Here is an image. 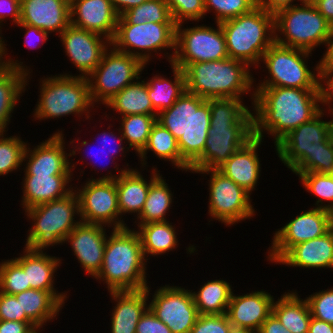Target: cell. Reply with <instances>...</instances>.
I'll use <instances>...</instances> for the list:
<instances>
[{
    "instance_id": "cell-1",
    "label": "cell",
    "mask_w": 333,
    "mask_h": 333,
    "mask_svg": "<svg viewBox=\"0 0 333 333\" xmlns=\"http://www.w3.org/2000/svg\"><path fill=\"white\" fill-rule=\"evenodd\" d=\"M254 137H263V130L275 136V145L290 131L309 122L323 109L321 89L292 87H257L253 91Z\"/></svg>"
},
{
    "instance_id": "cell-2",
    "label": "cell",
    "mask_w": 333,
    "mask_h": 333,
    "mask_svg": "<svg viewBox=\"0 0 333 333\" xmlns=\"http://www.w3.org/2000/svg\"><path fill=\"white\" fill-rule=\"evenodd\" d=\"M239 98H210V127L191 172L217 169L254 137L253 113Z\"/></svg>"
},
{
    "instance_id": "cell-3",
    "label": "cell",
    "mask_w": 333,
    "mask_h": 333,
    "mask_svg": "<svg viewBox=\"0 0 333 333\" xmlns=\"http://www.w3.org/2000/svg\"><path fill=\"white\" fill-rule=\"evenodd\" d=\"M100 272L109 291H133L147 288L145 259L140 236L128 227L114 229L108 237ZM146 260V261H145Z\"/></svg>"
},
{
    "instance_id": "cell-4",
    "label": "cell",
    "mask_w": 333,
    "mask_h": 333,
    "mask_svg": "<svg viewBox=\"0 0 333 333\" xmlns=\"http://www.w3.org/2000/svg\"><path fill=\"white\" fill-rule=\"evenodd\" d=\"M209 99L187 90L166 110L157 122L167 128L178 141L181 157L191 166L203 153L210 127Z\"/></svg>"
},
{
    "instance_id": "cell-5",
    "label": "cell",
    "mask_w": 333,
    "mask_h": 333,
    "mask_svg": "<svg viewBox=\"0 0 333 333\" xmlns=\"http://www.w3.org/2000/svg\"><path fill=\"white\" fill-rule=\"evenodd\" d=\"M248 68L245 62L232 58L189 64L183 70L186 90L206 100L241 99L254 82Z\"/></svg>"
},
{
    "instance_id": "cell-6",
    "label": "cell",
    "mask_w": 333,
    "mask_h": 333,
    "mask_svg": "<svg viewBox=\"0 0 333 333\" xmlns=\"http://www.w3.org/2000/svg\"><path fill=\"white\" fill-rule=\"evenodd\" d=\"M220 25L229 58L248 66H258L263 54L275 42L274 15L259 6Z\"/></svg>"
},
{
    "instance_id": "cell-7",
    "label": "cell",
    "mask_w": 333,
    "mask_h": 333,
    "mask_svg": "<svg viewBox=\"0 0 333 333\" xmlns=\"http://www.w3.org/2000/svg\"><path fill=\"white\" fill-rule=\"evenodd\" d=\"M25 212L34 222L25 247L33 251H43L45 247L63 243L65 237L80 223V220L75 222L73 218L74 214L79 215L76 190L66 197L33 206Z\"/></svg>"
},
{
    "instance_id": "cell-8",
    "label": "cell",
    "mask_w": 333,
    "mask_h": 333,
    "mask_svg": "<svg viewBox=\"0 0 333 333\" xmlns=\"http://www.w3.org/2000/svg\"><path fill=\"white\" fill-rule=\"evenodd\" d=\"M331 27L314 5L292 6L274 15L275 42L309 52L325 44ZM276 31L285 37H279Z\"/></svg>"
},
{
    "instance_id": "cell-9",
    "label": "cell",
    "mask_w": 333,
    "mask_h": 333,
    "mask_svg": "<svg viewBox=\"0 0 333 333\" xmlns=\"http://www.w3.org/2000/svg\"><path fill=\"white\" fill-rule=\"evenodd\" d=\"M40 90V99L34 110L36 119L90 113L88 108L93 105L85 77L70 74L48 77L42 80Z\"/></svg>"
},
{
    "instance_id": "cell-10",
    "label": "cell",
    "mask_w": 333,
    "mask_h": 333,
    "mask_svg": "<svg viewBox=\"0 0 333 333\" xmlns=\"http://www.w3.org/2000/svg\"><path fill=\"white\" fill-rule=\"evenodd\" d=\"M311 52L286 47L274 42L263 54L271 79L263 81L257 87H292L299 89H321L322 75L316 66L317 75L312 73L304 58Z\"/></svg>"
},
{
    "instance_id": "cell-11",
    "label": "cell",
    "mask_w": 333,
    "mask_h": 333,
    "mask_svg": "<svg viewBox=\"0 0 333 333\" xmlns=\"http://www.w3.org/2000/svg\"><path fill=\"white\" fill-rule=\"evenodd\" d=\"M111 49L104 53L100 64L86 77L93 106L98 101L106 104L134 79H140V72L146 66L135 56L119 52L114 47Z\"/></svg>"
},
{
    "instance_id": "cell-12",
    "label": "cell",
    "mask_w": 333,
    "mask_h": 333,
    "mask_svg": "<svg viewBox=\"0 0 333 333\" xmlns=\"http://www.w3.org/2000/svg\"><path fill=\"white\" fill-rule=\"evenodd\" d=\"M182 24H176L175 53L168 56L171 65L184 70L192 63L229 58L220 23L217 29L205 25L181 29Z\"/></svg>"
},
{
    "instance_id": "cell-13",
    "label": "cell",
    "mask_w": 333,
    "mask_h": 333,
    "mask_svg": "<svg viewBox=\"0 0 333 333\" xmlns=\"http://www.w3.org/2000/svg\"><path fill=\"white\" fill-rule=\"evenodd\" d=\"M175 40L176 23H153L147 21L142 24H128L119 16L116 34L111 41V46L119 52L135 56L147 64L151 56L149 55L150 51L156 52L157 50L172 48L175 53ZM130 48L142 50V52H135V50L132 52ZM143 51L145 52L143 53Z\"/></svg>"
},
{
    "instance_id": "cell-14",
    "label": "cell",
    "mask_w": 333,
    "mask_h": 333,
    "mask_svg": "<svg viewBox=\"0 0 333 333\" xmlns=\"http://www.w3.org/2000/svg\"><path fill=\"white\" fill-rule=\"evenodd\" d=\"M210 172L209 215L225 225L251 218L255 213L250 201L251 193L217 169L196 171L202 174Z\"/></svg>"
},
{
    "instance_id": "cell-15",
    "label": "cell",
    "mask_w": 333,
    "mask_h": 333,
    "mask_svg": "<svg viewBox=\"0 0 333 333\" xmlns=\"http://www.w3.org/2000/svg\"><path fill=\"white\" fill-rule=\"evenodd\" d=\"M78 191L80 221L108 226L113 223L114 229L127 227L118 218L120 211L115 180L90 179Z\"/></svg>"
},
{
    "instance_id": "cell-16",
    "label": "cell",
    "mask_w": 333,
    "mask_h": 333,
    "mask_svg": "<svg viewBox=\"0 0 333 333\" xmlns=\"http://www.w3.org/2000/svg\"><path fill=\"white\" fill-rule=\"evenodd\" d=\"M323 111L290 131L275 145L278 157L292 171L333 136L331 120L321 121Z\"/></svg>"
},
{
    "instance_id": "cell-17",
    "label": "cell",
    "mask_w": 333,
    "mask_h": 333,
    "mask_svg": "<svg viewBox=\"0 0 333 333\" xmlns=\"http://www.w3.org/2000/svg\"><path fill=\"white\" fill-rule=\"evenodd\" d=\"M152 297L148 307L172 333H189L199 313L191 291L181 287L163 286Z\"/></svg>"
},
{
    "instance_id": "cell-18",
    "label": "cell",
    "mask_w": 333,
    "mask_h": 333,
    "mask_svg": "<svg viewBox=\"0 0 333 333\" xmlns=\"http://www.w3.org/2000/svg\"><path fill=\"white\" fill-rule=\"evenodd\" d=\"M329 231L330 212L328 210L315 207L301 213L275 232L268 260L277 263L292 246L321 237Z\"/></svg>"
},
{
    "instance_id": "cell-19",
    "label": "cell",
    "mask_w": 333,
    "mask_h": 333,
    "mask_svg": "<svg viewBox=\"0 0 333 333\" xmlns=\"http://www.w3.org/2000/svg\"><path fill=\"white\" fill-rule=\"evenodd\" d=\"M65 48V53L70 57V61L76 66V69L82 73L81 77H88L100 64L103 55L108 51V43L104 42L102 35L85 29L76 28L69 25L60 35ZM105 44V45H104Z\"/></svg>"
},
{
    "instance_id": "cell-20",
    "label": "cell",
    "mask_w": 333,
    "mask_h": 333,
    "mask_svg": "<svg viewBox=\"0 0 333 333\" xmlns=\"http://www.w3.org/2000/svg\"><path fill=\"white\" fill-rule=\"evenodd\" d=\"M104 225L80 223L65 237L82 268L94 278L102 268L107 236Z\"/></svg>"
},
{
    "instance_id": "cell-21",
    "label": "cell",
    "mask_w": 333,
    "mask_h": 333,
    "mask_svg": "<svg viewBox=\"0 0 333 333\" xmlns=\"http://www.w3.org/2000/svg\"><path fill=\"white\" fill-rule=\"evenodd\" d=\"M118 18L110 0H70L71 25L103 35L104 41L114 39Z\"/></svg>"
},
{
    "instance_id": "cell-22",
    "label": "cell",
    "mask_w": 333,
    "mask_h": 333,
    "mask_svg": "<svg viewBox=\"0 0 333 333\" xmlns=\"http://www.w3.org/2000/svg\"><path fill=\"white\" fill-rule=\"evenodd\" d=\"M63 138L62 131H59L33 150L26 146L23 157L24 162L28 161L25 174H71V168L73 169L74 164L70 167L71 163H69L67 156L75 155L77 150H72L67 155L64 151Z\"/></svg>"
},
{
    "instance_id": "cell-23",
    "label": "cell",
    "mask_w": 333,
    "mask_h": 333,
    "mask_svg": "<svg viewBox=\"0 0 333 333\" xmlns=\"http://www.w3.org/2000/svg\"><path fill=\"white\" fill-rule=\"evenodd\" d=\"M20 22L60 35L71 24L70 0H21Z\"/></svg>"
},
{
    "instance_id": "cell-24",
    "label": "cell",
    "mask_w": 333,
    "mask_h": 333,
    "mask_svg": "<svg viewBox=\"0 0 333 333\" xmlns=\"http://www.w3.org/2000/svg\"><path fill=\"white\" fill-rule=\"evenodd\" d=\"M274 298L265 291L236 296L232 293L227 316L232 326L246 328L256 333L272 314Z\"/></svg>"
},
{
    "instance_id": "cell-25",
    "label": "cell",
    "mask_w": 333,
    "mask_h": 333,
    "mask_svg": "<svg viewBox=\"0 0 333 333\" xmlns=\"http://www.w3.org/2000/svg\"><path fill=\"white\" fill-rule=\"evenodd\" d=\"M262 139L253 137L217 168L248 193L255 189L260 175V161L256 153Z\"/></svg>"
},
{
    "instance_id": "cell-26",
    "label": "cell",
    "mask_w": 333,
    "mask_h": 333,
    "mask_svg": "<svg viewBox=\"0 0 333 333\" xmlns=\"http://www.w3.org/2000/svg\"><path fill=\"white\" fill-rule=\"evenodd\" d=\"M153 170L149 183H147L140 172L130 168L121 169L118 176L110 174L99 178V180H115L120 215L127 212H138L137 216L141 214L150 184L160 175L156 168Z\"/></svg>"
},
{
    "instance_id": "cell-27",
    "label": "cell",
    "mask_w": 333,
    "mask_h": 333,
    "mask_svg": "<svg viewBox=\"0 0 333 333\" xmlns=\"http://www.w3.org/2000/svg\"><path fill=\"white\" fill-rule=\"evenodd\" d=\"M24 255L14 260L26 272L27 285L30 289L51 292L64 306L66 293H56L54 288V273L61 263L59 258L46 255L43 251H33L28 247L24 249Z\"/></svg>"
},
{
    "instance_id": "cell-28",
    "label": "cell",
    "mask_w": 333,
    "mask_h": 333,
    "mask_svg": "<svg viewBox=\"0 0 333 333\" xmlns=\"http://www.w3.org/2000/svg\"><path fill=\"white\" fill-rule=\"evenodd\" d=\"M22 205L33 206L66 197L73 188H66L72 174H24ZM72 189V190H71Z\"/></svg>"
},
{
    "instance_id": "cell-29",
    "label": "cell",
    "mask_w": 333,
    "mask_h": 333,
    "mask_svg": "<svg viewBox=\"0 0 333 333\" xmlns=\"http://www.w3.org/2000/svg\"><path fill=\"white\" fill-rule=\"evenodd\" d=\"M277 262L290 267L333 268L332 232L292 246Z\"/></svg>"
},
{
    "instance_id": "cell-30",
    "label": "cell",
    "mask_w": 333,
    "mask_h": 333,
    "mask_svg": "<svg viewBox=\"0 0 333 333\" xmlns=\"http://www.w3.org/2000/svg\"><path fill=\"white\" fill-rule=\"evenodd\" d=\"M133 291H110L117 302L112 312L111 333H136V326L148 308L150 288Z\"/></svg>"
},
{
    "instance_id": "cell-31",
    "label": "cell",
    "mask_w": 333,
    "mask_h": 333,
    "mask_svg": "<svg viewBox=\"0 0 333 333\" xmlns=\"http://www.w3.org/2000/svg\"><path fill=\"white\" fill-rule=\"evenodd\" d=\"M272 313L292 333H308L311 311L307 300H301L295 292L286 293L273 302Z\"/></svg>"
},
{
    "instance_id": "cell-32",
    "label": "cell",
    "mask_w": 333,
    "mask_h": 333,
    "mask_svg": "<svg viewBox=\"0 0 333 333\" xmlns=\"http://www.w3.org/2000/svg\"><path fill=\"white\" fill-rule=\"evenodd\" d=\"M20 300L21 314L36 325H44L56 318L62 308V303L49 291L28 289L15 295Z\"/></svg>"
},
{
    "instance_id": "cell-33",
    "label": "cell",
    "mask_w": 333,
    "mask_h": 333,
    "mask_svg": "<svg viewBox=\"0 0 333 333\" xmlns=\"http://www.w3.org/2000/svg\"><path fill=\"white\" fill-rule=\"evenodd\" d=\"M107 107L119 112L122 117L126 115H158L153 109L152 102L148 96V87L144 80L132 82L127 85L111 100L106 103Z\"/></svg>"
},
{
    "instance_id": "cell-34",
    "label": "cell",
    "mask_w": 333,
    "mask_h": 333,
    "mask_svg": "<svg viewBox=\"0 0 333 333\" xmlns=\"http://www.w3.org/2000/svg\"><path fill=\"white\" fill-rule=\"evenodd\" d=\"M28 72L8 67L0 72V133H4L20 94L25 91Z\"/></svg>"
},
{
    "instance_id": "cell-35",
    "label": "cell",
    "mask_w": 333,
    "mask_h": 333,
    "mask_svg": "<svg viewBox=\"0 0 333 333\" xmlns=\"http://www.w3.org/2000/svg\"><path fill=\"white\" fill-rule=\"evenodd\" d=\"M171 67L174 73L173 82L159 75L153 77L150 82L146 81L148 96L157 114L169 109L186 91L184 71L174 65Z\"/></svg>"
},
{
    "instance_id": "cell-36",
    "label": "cell",
    "mask_w": 333,
    "mask_h": 333,
    "mask_svg": "<svg viewBox=\"0 0 333 333\" xmlns=\"http://www.w3.org/2000/svg\"><path fill=\"white\" fill-rule=\"evenodd\" d=\"M148 150L153 151L160 159L171 161L181 170H190V165L181 157L178 141L174 135L157 121L151 129L147 144L139 153L144 165Z\"/></svg>"
},
{
    "instance_id": "cell-37",
    "label": "cell",
    "mask_w": 333,
    "mask_h": 333,
    "mask_svg": "<svg viewBox=\"0 0 333 333\" xmlns=\"http://www.w3.org/2000/svg\"><path fill=\"white\" fill-rule=\"evenodd\" d=\"M194 304L199 315L226 314L232 296L230 283L212 280L205 283L199 291L192 292Z\"/></svg>"
},
{
    "instance_id": "cell-38",
    "label": "cell",
    "mask_w": 333,
    "mask_h": 333,
    "mask_svg": "<svg viewBox=\"0 0 333 333\" xmlns=\"http://www.w3.org/2000/svg\"><path fill=\"white\" fill-rule=\"evenodd\" d=\"M168 222L138 224L140 231L137 233L140 236L144 257L146 254L159 255L176 248L178 242L176 231Z\"/></svg>"
},
{
    "instance_id": "cell-39",
    "label": "cell",
    "mask_w": 333,
    "mask_h": 333,
    "mask_svg": "<svg viewBox=\"0 0 333 333\" xmlns=\"http://www.w3.org/2000/svg\"><path fill=\"white\" fill-rule=\"evenodd\" d=\"M162 178L158 176L150 184L144 207L137 217L141 220L138 224L167 221L164 216L171 207L173 194Z\"/></svg>"
},
{
    "instance_id": "cell-40",
    "label": "cell",
    "mask_w": 333,
    "mask_h": 333,
    "mask_svg": "<svg viewBox=\"0 0 333 333\" xmlns=\"http://www.w3.org/2000/svg\"><path fill=\"white\" fill-rule=\"evenodd\" d=\"M157 121V115H126L121 118V127L119 131L124 140L129 143V148H134L139 154L147 144L148 137L153 125Z\"/></svg>"
},
{
    "instance_id": "cell-41",
    "label": "cell",
    "mask_w": 333,
    "mask_h": 333,
    "mask_svg": "<svg viewBox=\"0 0 333 333\" xmlns=\"http://www.w3.org/2000/svg\"><path fill=\"white\" fill-rule=\"evenodd\" d=\"M128 24L175 23L164 0H148L121 15Z\"/></svg>"
},
{
    "instance_id": "cell-42",
    "label": "cell",
    "mask_w": 333,
    "mask_h": 333,
    "mask_svg": "<svg viewBox=\"0 0 333 333\" xmlns=\"http://www.w3.org/2000/svg\"><path fill=\"white\" fill-rule=\"evenodd\" d=\"M299 175V178L302 181V184L308 192L313 193L318 196L316 208L326 209L328 211L333 210V180L329 174L317 173V172H308V173H295ZM324 201H329L330 204L323 205Z\"/></svg>"
},
{
    "instance_id": "cell-43",
    "label": "cell",
    "mask_w": 333,
    "mask_h": 333,
    "mask_svg": "<svg viewBox=\"0 0 333 333\" xmlns=\"http://www.w3.org/2000/svg\"><path fill=\"white\" fill-rule=\"evenodd\" d=\"M3 137L2 132L0 133V176L17 170L22 165L27 146L18 136Z\"/></svg>"
},
{
    "instance_id": "cell-44",
    "label": "cell",
    "mask_w": 333,
    "mask_h": 333,
    "mask_svg": "<svg viewBox=\"0 0 333 333\" xmlns=\"http://www.w3.org/2000/svg\"><path fill=\"white\" fill-rule=\"evenodd\" d=\"M30 289L27 285L26 272L13 259L0 263V291L16 295Z\"/></svg>"
},
{
    "instance_id": "cell-45",
    "label": "cell",
    "mask_w": 333,
    "mask_h": 333,
    "mask_svg": "<svg viewBox=\"0 0 333 333\" xmlns=\"http://www.w3.org/2000/svg\"><path fill=\"white\" fill-rule=\"evenodd\" d=\"M333 170V136L321 144L313 154L305 159L292 171L294 173L317 172L329 174Z\"/></svg>"
},
{
    "instance_id": "cell-46",
    "label": "cell",
    "mask_w": 333,
    "mask_h": 333,
    "mask_svg": "<svg viewBox=\"0 0 333 333\" xmlns=\"http://www.w3.org/2000/svg\"><path fill=\"white\" fill-rule=\"evenodd\" d=\"M204 4L206 13L210 10L217 13L216 23L246 14L257 6L256 0H204Z\"/></svg>"
},
{
    "instance_id": "cell-47",
    "label": "cell",
    "mask_w": 333,
    "mask_h": 333,
    "mask_svg": "<svg viewBox=\"0 0 333 333\" xmlns=\"http://www.w3.org/2000/svg\"><path fill=\"white\" fill-rule=\"evenodd\" d=\"M170 10L172 19L176 24L184 20L196 21L205 16L204 0H164Z\"/></svg>"
},
{
    "instance_id": "cell-48",
    "label": "cell",
    "mask_w": 333,
    "mask_h": 333,
    "mask_svg": "<svg viewBox=\"0 0 333 333\" xmlns=\"http://www.w3.org/2000/svg\"><path fill=\"white\" fill-rule=\"evenodd\" d=\"M306 300L312 317L333 325V288L316 292Z\"/></svg>"
},
{
    "instance_id": "cell-49",
    "label": "cell",
    "mask_w": 333,
    "mask_h": 333,
    "mask_svg": "<svg viewBox=\"0 0 333 333\" xmlns=\"http://www.w3.org/2000/svg\"><path fill=\"white\" fill-rule=\"evenodd\" d=\"M231 326L227 314L199 315L189 333H228Z\"/></svg>"
},
{
    "instance_id": "cell-50",
    "label": "cell",
    "mask_w": 333,
    "mask_h": 333,
    "mask_svg": "<svg viewBox=\"0 0 333 333\" xmlns=\"http://www.w3.org/2000/svg\"><path fill=\"white\" fill-rule=\"evenodd\" d=\"M0 320L32 322L26 314H21L20 300L15 295L0 291Z\"/></svg>"
},
{
    "instance_id": "cell-51",
    "label": "cell",
    "mask_w": 333,
    "mask_h": 333,
    "mask_svg": "<svg viewBox=\"0 0 333 333\" xmlns=\"http://www.w3.org/2000/svg\"><path fill=\"white\" fill-rule=\"evenodd\" d=\"M136 333H172V331L148 307L140 317Z\"/></svg>"
},
{
    "instance_id": "cell-52",
    "label": "cell",
    "mask_w": 333,
    "mask_h": 333,
    "mask_svg": "<svg viewBox=\"0 0 333 333\" xmlns=\"http://www.w3.org/2000/svg\"><path fill=\"white\" fill-rule=\"evenodd\" d=\"M9 15L15 24L20 22L21 0H0V23Z\"/></svg>"
},
{
    "instance_id": "cell-53",
    "label": "cell",
    "mask_w": 333,
    "mask_h": 333,
    "mask_svg": "<svg viewBox=\"0 0 333 333\" xmlns=\"http://www.w3.org/2000/svg\"><path fill=\"white\" fill-rule=\"evenodd\" d=\"M325 45L328 46L327 51L318 63V68L322 77L333 73V25L328 37L326 38Z\"/></svg>"
},
{
    "instance_id": "cell-54",
    "label": "cell",
    "mask_w": 333,
    "mask_h": 333,
    "mask_svg": "<svg viewBox=\"0 0 333 333\" xmlns=\"http://www.w3.org/2000/svg\"><path fill=\"white\" fill-rule=\"evenodd\" d=\"M34 327L33 322L0 320V333H28Z\"/></svg>"
},
{
    "instance_id": "cell-55",
    "label": "cell",
    "mask_w": 333,
    "mask_h": 333,
    "mask_svg": "<svg viewBox=\"0 0 333 333\" xmlns=\"http://www.w3.org/2000/svg\"><path fill=\"white\" fill-rule=\"evenodd\" d=\"M295 0H256L257 6L263 8L268 13L275 15L277 12L296 6L293 4Z\"/></svg>"
},
{
    "instance_id": "cell-56",
    "label": "cell",
    "mask_w": 333,
    "mask_h": 333,
    "mask_svg": "<svg viewBox=\"0 0 333 333\" xmlns=\"http://www.w3.org/2000/svg\"><path fill=\"white\" fill-rule=\"evenodd\" d=\"M257 333H292L281 324L272 313L261 325Z\"/></svg>"
},
{
    "instance_id": "cell-57",
    "label": "cell",
    "mask_w": 333,
    "mask_h": 333,
    "mask_svg": "<svg viewBox=\"0 0 333 333\" xmlns=\"http://www.w3.org/2000/svg\"><path fill=\"white\" fill-rule=\"evenodd\" d=\"M17 25H19L20 27H23L25 28L27 31H26V34H25V43L29 48H32V46L30 45V43L32 44V37H37L39 38L38 40L41 41V43H44V41H47V38L49 37L48 36V33L45 32V31H42L41 29L39 28H36L35 26H31V25H28V24H24V23H21L19 22ZM33 34V36H32ZM38 35V36H37ZM31 37V38H29ZM28 39H31V40H28ZM36 48V47H34Z\"/></svg>"
},
{
    "instance_id": "cell-58",
    "label": "cell",
    "mask_w": 333,
    "mask_h": 333,
    "mask_svg": "<svg viewBox=\"0 0 333 333\" xmlns=\"http://www.w3.org/2000/svg\"><path fill=\"white\" fill-rule=\"evenodd\" d=\"M321 81H323V83H325V85L327 86L325 88L324 85L321 84L322 101H323L322 103L329 105L330 102L333 101V73L322 77ZM329 110H331L330 112H332V115H333V108H331Z\"/></svg>"
},
{
    "instance_id": "cell-59",
    "label": "cell",
    "mask_w": 333,
    "mask_h": 333,
    "mask_svg": "<svg viewBox=\"0 0 333 333\" xmlns=\"http://www.w3.org/2000/svg\"><path fill=\"white\" fill-rule=\"evenodd\" d=\"M2 37L0 36V72H3L5 71L9 66L12 67V68H16V69H19V70H22V71H25L28 73H31L29 72V70L26 68H24L25 66H22V63L23 62H20L18 63L17 60L14 62V60L12 59H8L7 61L6 60H2L4 59L3 56L4 54L6 53L5 49H6V45L4 44V41H2ZM10 60V61H9Z\"/></svg>"
},
{
    "instance_id": "cell-60",
    "label": "cell",
    "mask_w": 333,
    "mask_h": 333,
    "mask_svg": "<svg viewBox=\"0 0 333 333\" xmlns=\"http://www.w3.org/2000/svg\"><path fill=\"white\" fill-rule=\"evenodd\" d=\"M113 8L119 16H121L126 11L141 5L143 2L148 0H110Z\"/></svg>"
},
{
    "instance_id": "cell-61",
    "label": "cell",
    "mask_w": 333,
    "mask_h": 333,
    "mask_svg": "<svg viewBox=\"0 0 333 333\" xmlns=\"http://www.w3.org/2000/svg\"><path fill=\"white\" fill-rule=\"evenodd\" d=\"M314 6L333 25V0H317Z\"/></svg>"
},
{
    "instance_id": "cell-62",
    "label": "cell",
    "mask_w": 333,
    "mask_h": 333,
    "mask_svg": "<svg viewBox=\"0 0 333 333\" xmlns=\"http://www.w3.org/2000/svg\"><path fill=\"white\" fill-rule=\"evenodd\" d=\"M308 333H333V325L312 317Z\"/></svg>"
},
{
    "instance_id": "cell-63",
    "label": "cell",
    "mask_w": 333,
    "mask_h": 333,
    "mask_svg": "<svg viewBox=\"0 0 333 333\" xmlns=\"http://www.w3.org/2000/svg\"><path fill=\"white\" fill-rule=\"evenodd\" d=\"M98 135H102L103 136V139H102V144L104 145V146H107V142H108V138H110V139H114L115 140V138H116V136L114 137V134H113V132H110L109 133V135H108V133H106V132H104V133H102V134H98ZM121 136H120V138L117 140V142H120L119 143V145H118V148H119V150L120 151H123L124 152V147L123 146H121V143H122V141L124 140V138H123V136H122V134H120ZM108 136H110V137H108ZM103 146V147H104ZM105 149L104 150H106V148H108V147H104ZM109 149V151L108 152H112V154L113 153H115L116 154V152H117V150L114 148V150H112L111 148H108Z\"/></svg>"
},
{
    "instance_id": "cell-64",
    "label": "cell",
    "mask_w": 333,
    "mask_h": 333,
    "mask_svg": "<svg viewBox=\"0 0 333 333\" xmlns=\"http://www.w3.org/2000/svg\"><path fill=\"white\" fill-rule=\"evenodd\" d=\"M228 333H256V332L246 328L231 326Z\"/></svg>"
},
{
    "instance_id": "cell-65",
    "label": "cell",
    "mask_w": 333,
    "mask_h": 333,
    "mask_svg": "<svg viewBox=\"0 0 333 333\" xmlns=\"http://www.w3.org/2000/svg\"><path fill=\"white\" fill-rule=\"evenodd\" d=\"M298 1H301V4L303 3V5H314L317 0H298Z\"/></svg>"
},
{
    "instance_id": "cell-66",
    "label": "cell",
    "mask_w": 333,
    "mask_h": 333,
    "mask_svg": "<svg viewBox=\"0 0 333 333\" xmlns=\"http://www.w3.org/2000/svg\"><path fill=\"white\" fill-rule=\"evenodd\" d=\"M329 212H330V231L333 234V210H331Z\"/></svg>"
},
{
    "instance_id": "cell-67",
    "label": "cell",
    "mask_w": 333,
    "mask_h": 333,
    "mask_svg": "<svg viewBox=\"0 0 333 333\" xmlns=\"http://www.w3.org/2000/svg\"><path fill=\"white\" fill-rule=\"evenodd\" d=\"M41 326H36L34 327L31 331H29L28 333H38V329L40 330Z\"/></svg>"
},
{
    "instance_id": "cell-68",
    "label": "cell",
    "mask_w": 333,
    "mask_h": 333,
    "mask_svg": "<svg viewBox=\"0 0 333 333\" xmlns=\"http://www.w3.org/2000/svg\"><path fill=\"white\" fill-rule=\"evenodd\" d=\"M330 177L332 178L333 180V170L329 173Z\"/></svg>"
},
{
    "instance_id": "cell-69",
    "label": "cell",
    "mask_w": 333,
    "mask_h": 333,
    "mask_svg": "<svg viewBox=\"0 0 333 333\" xmlns=\"http://www.w3.org/2000/svg\"><path fill=\"white\" fill-rule=\"evenodd\" d=\"M331 123H332V135H333V119L331 120Z\"/></svg>"
},
{
    "instance_id": "cell-70",
    "label": "cell",
    "mask_w": 333,
    "mask_h": 333,
    "mask_svg": "<svg viewBox=\"0 0 333 333\" xmlns=\"http://www.w3.org/2000/svg\"><path fill=\"white\" fill-rule=\"evenodd\" d=\"M105 151H106V150H104V149L102 150V152H105ZM108 153H110V152H108ZM107 155H108V154H107ZM97 156H99V154H98ZM97 161H98V160H97ZM95 163H96V162H95Z\"/></svg>"
}]
</instances>
